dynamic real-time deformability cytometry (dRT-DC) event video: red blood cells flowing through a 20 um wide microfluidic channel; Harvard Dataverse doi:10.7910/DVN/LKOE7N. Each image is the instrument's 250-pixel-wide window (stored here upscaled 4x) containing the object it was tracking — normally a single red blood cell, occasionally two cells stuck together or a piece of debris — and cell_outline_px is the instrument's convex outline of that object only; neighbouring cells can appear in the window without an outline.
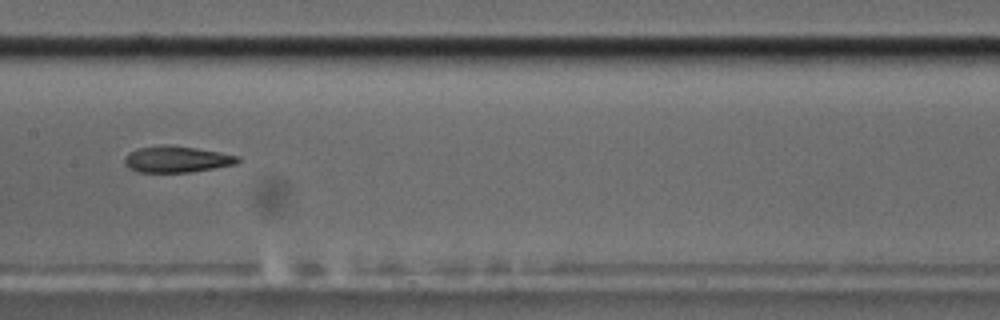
{"species": "common noctule bat (a hibernating species)", "species_latin": "Nyctalus noctula", "temperature_condition": "cold", "stored_images_in_passage": 22, "camera_frame_rate_fps": 3000, "um_per_image_px": 0.085, "animal": {"sex": "male", "body_mass_g": 17.5, "forearm_length_mm": 52.3}, "frame": {"image": 1, "passage_image": 13, "time_ms": 4.0, "image_size_px": [1000, 320], "cell_outline_px": [[240, 160], [236, 164], [192, 172], [136, 172], [128, 168], [124, 164], [124, 156], [128, 152], [140, 148], [164, 144], [168, 144], [196, 148], [220, 152], [240, 156]], "centroid_in_image_um": [15.0, 13.53], "position_along_channel_um": 192.4, "area_um2": 17.57}}
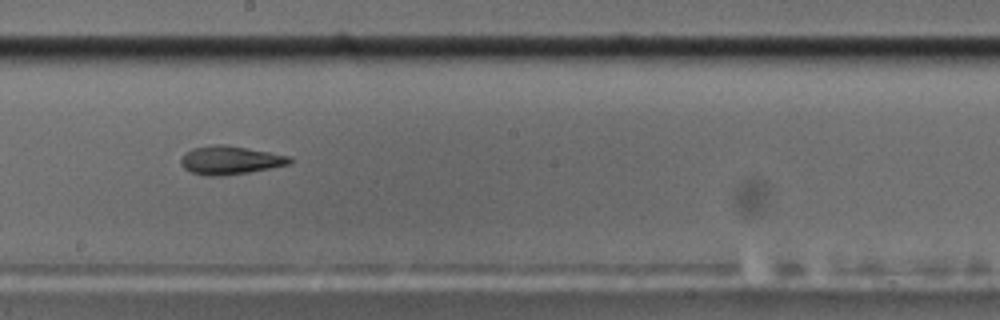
{"frame": {"image": 2, "passage_image": 16, "time_ms": 5.0, "image_size_px": [1000, 320], "cell_outline_px": [[292, 160], [288, 164], [248, 172], [220, 176], [208, 176], [192, 172], [184, 168], [180, 164], [180, 160], [184, 152], [192, 148], [212, 144], [224, 144], [292, 156]], "centroid_in_image_um": [19.52, 13.6], "position_along_channel_um": 228.7, "area_um2": 17.98}}
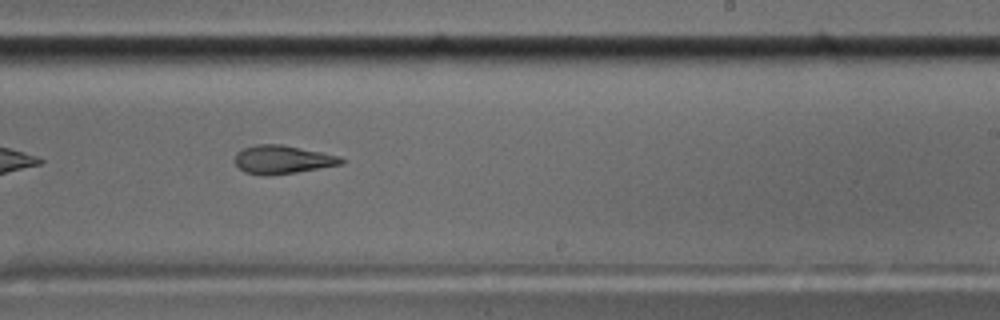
{"frame": {"image": 3, "passage_image": 19, "time_ms": 6.0, "image_size_px": [1000, 320], "cell_outline_px": [[348, 160], [340, 164], [320, 168], [296, 172], [264, 176], [260, 176], [244, 172], [236, 164], [236, 152], [244, 148], [256, 144], [280, 144], [340, 156]], "centroid_in_image_um": [24.0, 13.57], "position_along_channel_um": 265.0, "area_um2": 17.51}}